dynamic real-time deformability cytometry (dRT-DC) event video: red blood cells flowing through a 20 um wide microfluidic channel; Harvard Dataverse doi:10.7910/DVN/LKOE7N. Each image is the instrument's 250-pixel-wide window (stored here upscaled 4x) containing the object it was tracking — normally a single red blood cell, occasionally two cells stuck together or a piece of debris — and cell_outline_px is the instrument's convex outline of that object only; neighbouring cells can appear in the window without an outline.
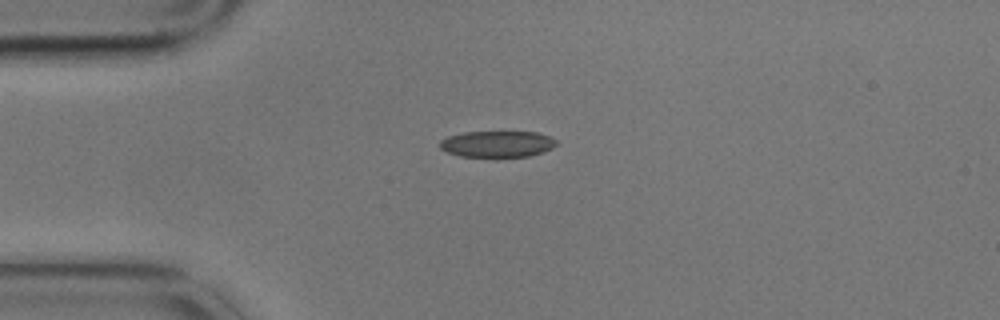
{"species": "common noctule bat (a hibernating species)", "species_latin": "Nyctalus noctula", "temperature_condition": "cold", "stored_images_in_passage": 4, "camera_frame_rate_fps": 3000, "um_per_image_px": 0.085, "animal": {"sex": "male", "body_mass_g": 17.9}, "frame": {"image": 1, "passage_image": 1, "time_ms": 0.0, "image_size_px": [1000, 320], "cell_outline_px": [[556, 144], [552, 148], [544, 152], [528, 156], [460, 156], [448, 152], [440, 148], [440, 140], [448, 136], [464, 132], [536, 132], [548, 136], [556, 140]], "centroid_in_image_um": [42.26, 12.23], "position_along_channel_um": 42.7, "area_um2": 17.63}}
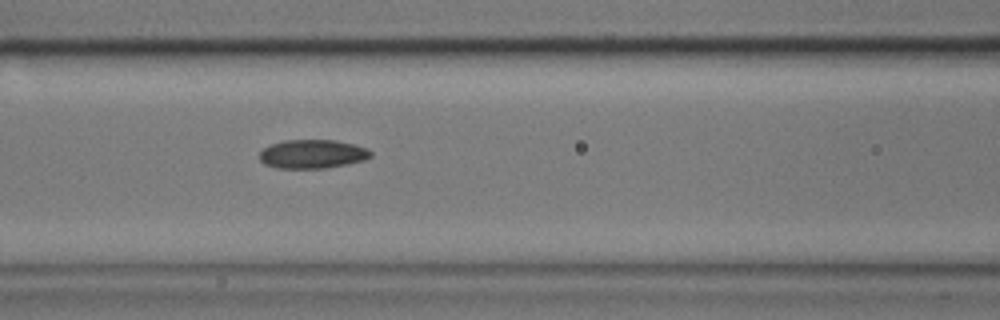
{"frame": {"image": 2, "passage_image": 4, "time_ms": 1.0, "image_size_px": [1000, 320], "cell_outline_px": [[372, 156], [364, 160], [348, 164], [324, 168], [276, 168], [264, 164], [260, 160], [260, 152], [264, 148], [272, 144], [284, 140], [336, 140], [368, 148], [372, 152]], "centroid_in_image_um": [26.57, 13.09], "position_along_channel_um": 140.0, "area_um2": 18.67}}